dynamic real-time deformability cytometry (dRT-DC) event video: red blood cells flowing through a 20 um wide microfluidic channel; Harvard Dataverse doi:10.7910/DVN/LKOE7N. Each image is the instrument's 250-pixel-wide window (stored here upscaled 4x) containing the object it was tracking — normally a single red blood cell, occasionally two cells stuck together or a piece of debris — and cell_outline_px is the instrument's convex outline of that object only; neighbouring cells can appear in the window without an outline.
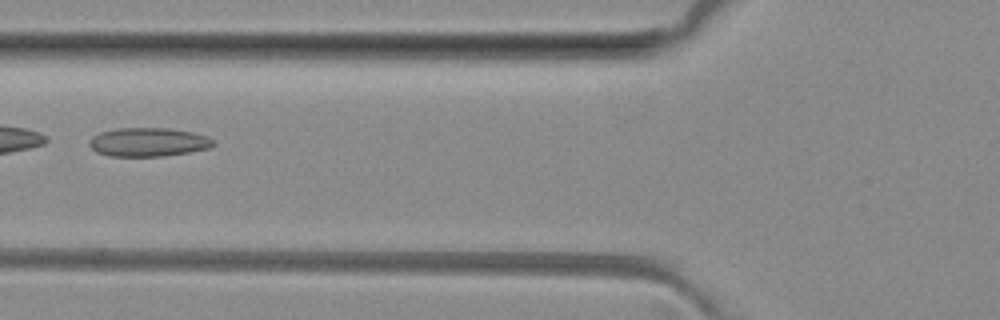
{"species": "common noctule bat (a hibernating species)", "species_latin": "Nyctalus noctula", "temperature_condition": "room temperature", "stored_images_in_passage": 4, "camera_frame_rate_fps": 3000, "um_per_image_px": 0.085, "animal": {"sex": "female", "body_mass_g": 29.2, "forearm_length_mm": 56.3}, "frame": {"image": 1, "passage_image": 3, "time_ms": 3.333, "image_size_px": [1000, 320], "cell_outline_px": [[216, 144], [208, 148], [188, 152], [160, 156], [108, 156], [96, 152], [88, 144], [88, 140], [92, 136], [100, 132], [116, 128], [168, 128], [192, 132], [208, 136], [216, 140]], "centroid_in_image_um": [12.59, 12.07], "position_along_channel_um": 113.2, "area_um2": 20.92}}
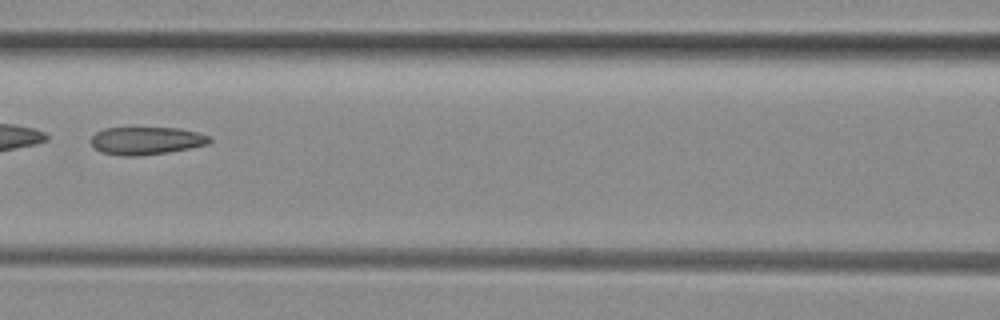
{"frame": {"image": 2, "passage_image": 4, "time_ms": 4.333, "image_size_px": [1000, 320], "cell_outline_px": [[212, 140], [208, 144], [168, 152], [140, 156], [120, 156], [100, 152], [92, 144], [92, 136], [96, 132], [104, 128], [132, 124], [180, 128], [200, 132], [208, 136]], "centroid_in_image_um": [12.4, 11.89], "position_along_channel_um": 154.2, "area_um2": 20.29}}